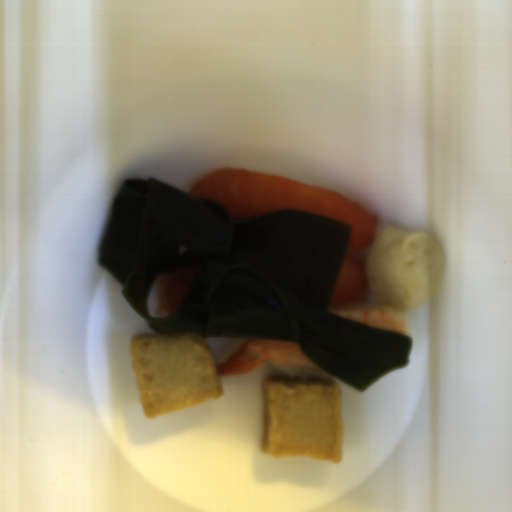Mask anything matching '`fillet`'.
I'll use <instances>...</instances> for the list:
<instances>
[{"label": "fillet", "mask_w": 512, "mask_h": 512, "mask_svg": "<svg viewBox=\"0 0 512 512\" xmlns=\"http://www.w3.org/2000/svg\"><path fill=\"white\" fill-rule=\"evenodd\" d=\"M226 207L232 221L260 213L309 211L351 226L329 307L368 298L365 261L359 253L376 239L378 214L348 198L314 185L278 176L234 169L213 170L188 190Z\"/></svg>", "instance_id": "1"}, {"label": "fillet", "mask_w": 512, "mask_h": 512, "mask_svg": "<svg viewBox=\"0 0 512 512\" xmlns=\"http://www.w3.org/2000/svg\"><path fill=\"white\" fill-rule=\"evenodd\" d=\"M198 268L199 264L164 273L157 291L155 311L157 319L169 318L181 309L183 299L196 277Z\"/></svg>", "instance_id": "2"}]
</instances>
